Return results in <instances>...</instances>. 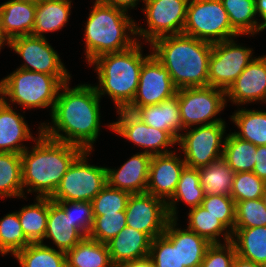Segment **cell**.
Listing matches in <instances>:
<instances>
[{
	"label": "cell",
	"mask_w": 266,
	"mask_h": 267,
	"mask_svg": "<svg viewBox=\"0 0 266 267\" xmlns=\"http://www.w3.org/2000/svg\"><path fill=\"white\" fill-rule=\"evenodd\" d=\"M150 47L177 89L208 86L212 43L178 34L157 38Z\"/></svg>",
	"instance_id": "3957f363"
},
{
	"label": "cell",
	"mask_w": 266,
	"mask_h": 267,
	"mask_svg": "<svg viewBox=\"0 0 266 267\" xmlns=\"http://www.w3.org/2000/svg\"><path fill=\"white\" fill-rule=\"evenodd\" d=\"M152 155L138 152L118 169L107 167V184L130 194L146 193Z\"/></svg>",
	"instance_id": "d6986e66"
},
{
	"label": "cell",
	"mask_w": 266,
	"mask_h": 267,
	"mask_svg": "<svg viewBox=\"0 0 266 267\" xmlns=\"http://www.w3.org/2000/svg\"><path fill=\"white\" fill-rule=\"evenodd\" d=\"M235 201L231 196L205 195L201 206L215 216L231 233L235 225Z\"/></svg>",
	"instance_id": "7bdbcfd3"
},
{
	"label": "cell",
	"mask_w": 266,
	"mask_h": 267,
	"mask_svg": "<svg viewBox=\"0 0 266 267\" xmlns=\"http://www.w3.org/2000/svg\"><path fill=\"white\" fill-rule=\"evenodd\" d=\"M14 257L20 267H67L66 252L56 250L43 242L31 243Z\"/></svg>",
	"instance_id": "8d00e7d4"
},
{
	"label": "cell",
	"mask_w": 266,
	"mask_h": 267,
	"mask_svg": "<svg viewBox=\"0 0 266 267\" xmlns=\"http://www.w3.org/2000/svg\"><path fill=\"white\" fill-rule=\"evenodd\" d=\"M93 4L84 28L88 64L100 55L125 51L138 42L136 22L127 11L101 0Z\"/></svg>",
	"instance_id": "5b68a950"
},
{
	"label": "cell",
	"mask_w": 266,
	"mask_h": 267,
	"mask_svg": "<svg viewBox=\"0 0 266 267\" xmlns=\"http://www.w3.org/2000/svg\"><path fill=\"white\" fill-rule=\"evenodd\" d=\"M232 104L266 103V55L259 56L244 69L226 91Z\"/></svg>",
	"instance_id": "ac0fdd59"
},
{
	"label": "cell",
	"mask_w": 266,
	"mask_h": 267,
	"mask_svg": "<svg viewBox=\"0 0 266 267\" xmlns=\"http://www.w3.org/2000/svg\"><path fill=\"white\" fill-rule=\"evenodd\" d=\"M189 0H145L142 11L148 28L136 24V37L151 44L155 39L182 34Z\"/></svg>",
	"instance_id": "8fae6325"
},
{
	"label": "cell",
	"mask_w": 266,
	"mask_h": 267,
	"mask_svg": "<svg viewBox=\"0 0 266 267\" xmlns=\"http://www.w3.org/2000/svg\"><path fill=\"white\" fill-rule=\"evenodd\" d=\"M176 92L167 69L151 55L141 67L138 88L128 107L159 104L176 95Z\"/></svg>",
	"instance_id": "2e32d148"
},
{
	"label": "cell",
	"mask_w": 266,
	"mask_h": 267,
	"mask_svg": "<svg viewBox=\"0 0 266 267\" xmlns=\"http://www.w3.org/2000/svg\"><path fill=\"white\" fill-rule=\"evenodd\" d=\"M187 216V228L204 237L211 244L220 243V236L223 237L224 243L231 241L232 233L201 205L189 209Z\"/></svg>",
	"instance_id": "d6a6232c"
},
{
	"label": "cell",
	"mask_w": 266,
	"mask_h": 267,
	"mask_svg": "<svg viewBox=\"0 0 266 267\" xmlns=\"http://www.w3.org/2000/svg\"><path fill=\"white\" fill-rule=\"evenodd\" d=\"M17 2H25V3H30V4H35L37 5L41 0H13Z\"/></svg>",
	"instance_id": "db71d44e"
},
{
	"label": "cell",
	"mask_w": 266,
	"mask_h": 267,
	"mask_svg": "<svg viewBox=\"0 0 266 267\" xmlns=\"http://www.w3.org/2000/svg\"><path fill=\"white\" fill-rule=\"evenodd\" d=\"M69 85V81L61 85L50 115L52 122L41 123L42 133L92 151L100 134L101 98L93 84H79L73 88Z\"/></svg>",
	"instance_id": "6da1fadb"
},
{
	"label": "cell",
	"mask_w": 266,
	"mask_h": 267,
	"mask_svg": "<svg viewBox=\"0 0 266 267\" xmlns=\"http://www.w3.org/2000/svg\"><path fill=\"white\" fill-rule=\"evenodd\" d=\"M151 242L152 239L146 233L126 226L106 244L112 264L117 266L147 258Z\"/></svg>",
	"instance_id": "603a6c76"
},
{
	"label": "cell",
	"mask_w": 266,
	"mask_h": 267,
	"mask_svg": "<svg viewBox=\"0 0 266 267\" xmlns=\"http://www.w3.org/2000/svg\"><path fill=\"white\" fill-rule=\"evenodd\" d=\"M266 226V208L261 198L236 202L234 228Z\"/></svg>",
	"instance_id": "60d3db41"
},
{
	"label": "cell",
	"mask_w": 266,
	"mask_h": 267,
	"mask_svg": "<svg viewBox=\"0 0 266 267\" xmlns=\"http://www.w3.org/2000/svg\"><path fill=\"white\" fill-rule=\"evenodd\" d=\"M231 242L239 257L266 267V226L234 228Z\"/></svg>",
	"instance_id": "83f0119b"
},
{
	"label": "cell",
	"mask_w": 266,
	"mask_h": 267,
	"mask_svg": "<svg viewBox=\"0 0 266 267\" xmlns=\"http://www.w3.org/2000/svg\"><path fill=\"white\" fill-rule=\"evenodd\" d=\"M0 98V152L23 153L24 141L35 140L23 115Z\"/></svg>",
	"instance_id": "44dd1931"
},
{
	"label": "cell",
	"mask_w": 266,
	"mask_h": 267,
	"mask_svg": "<svg viewBox=\"0 0 266 267\" xmlns=\"http://www.w3.org/2000/svg\"><path fill=\"white\" fill-rule=\"evenodd\" d=\"M130 195L127 191L115 189L106 184L91 201L93 217L125 211Z\"/></svg>",
	"instance_id": "ab89813d"
},
{
	"label": "cell",
	"mask_w": 266,
	"mask_h": 267,
	"mask_svg": "<svg viewBox=\"0 0 266 267\" xmlns=\"http://www.w3.org/2000/svg\"><path fill=\"white\" fill-rule=\"evenodd\" d=\"M182 34L212 44L240 36L220 0H189Z\"/></svg>",
	"instance_id": "52a82bcc"
},
{
	"label": "cell",
	"mask_w": 266,
	"mask_h": 267,
	"mask_svg": "<svg viewBox=\"0 0 266 267\" xmlns=\"http://www.w3.org/2000/svg\"><path fill=\"white\" fill-rule=\"evenodd\" d=\"M35 201L17 211L23 233L31 243L44 241L48 219V197L36 196Z\"/></svg>",
	"instance_id": "4dcf8cb0"
},
{
	"label": "cell",
	"mask_w": 266,
	"mask_h": 267,
	"mask_svg": "<svg viewBox=\"0 0 266 267\" xmlns=\"http://www.w3.org/2000/svg\"><path fill=\"white\" fill-rule=\"evenodd\" d=\"M125 213L127 226L146 233L152 240L163 235L169 220L166 203L148 193L131 194Z\"/></svg>",
	"instance_id": "9a60e30c"
},
{
	"label": "cell",
	"mask_w": 266,
	"mask_h": 267,
	"mask_svg": "<svg viewBox=\"0 0 266 267\" xmlns=\"http://www.w3.org/2000/svg\"><path fill=\"white\" fill-rule=\"evenodd\" d=\"M148 258L154 267H180L179 248L164 235L152 240Z\"/></svg>",
	"instance_id": "ee69618b"
},
{
	"label": "cell",
	"mask_w": 266,
	"mask_h": 267,
	"mask_svg": "<svg viewBox=\"0 0 266 267\" xmlns=\"http://www.w3.org/2000/svg\"><path fill=\"white\" fill-rule=\"evenodd\" d=\"M91 151H83L72 163L56 191L52 201L91 202L107 184V167L88 163Z\"/></svg>",
	"instance_id": "ba28073f"
},
{
	"label": "cell",
	"mask_w": 266,
	"mask_h": 267,
	"mask_svg": "<svg viewBox=\"0 0 266 267\" xmlns=\"http://www.w3.org/2000/svg\"><path fill=\"white\" fill-rule=\"evenodd\" d=\"M177 225V219H169L163 235L179 248L180 267H200L211 243L194 231Z\"/></svg>",
	"instance_id": "7402d4cb"
},
{
	"label": "cell",
	"mask_w": 266,
	"mask_h": 267,
	"mask_svg": "<svg viewBox=\"0 0 266 267\" xmlns=\"http://www.w3.org/2000/svg\"><path fill=\"white\" fill-rule=\"evenodd\" d=\"M6 44H8V41L2 36L1 31H0V52H1V48H4L3 46H5Z\"/></svg>",
	"instance_id": "f5cc1de1"
},
{
	"label": "cell",
	"mask_w": 266,
	"mask_h": 267,
	"mask_svg": "<svg viewBox=\"0 0 266 267\" xmlns=\"http://www.w3.org/2000/svg\"><path fill=\"white\" fill-rule=\"evenodd\" d=\"M236 255L231 241L223 244L213 243L207 248L200 267H232Z\"/></svg>",
	"instance_id": "bcb514c9"
},
{
	"label": "cell",
	"mask_w": 266,
	"mask_h": 267,
	"mask_svg": "<svg viewBox=\"0 0 266 267\" xmlns=\"http://www.w3.org/2000/svg\"><path fill=\"white\" fill-rule=\"evenodd\" d=\"M252 172L266 182V145L257 146L256 161Z\"/></svg>",
	"instance_id": "7dc6e473"
},
{
	"label": "cell",
	"mask_w": 266,
	"mask_h": 267,
	"mask_svg": "<svg viewBox=\"0 0 266 267\" xmlns=\"http://www.w3.org/2000/svg\"><path fill=\"white\" fill-rule=\"evenodd\" d=\"M261 200L263 201V204H264V206L266 208V187H265L264 192H263V194L261 196Z\"/></svg>",
	"instance_id": "11a10c76"
},
{
	"label": "cell",
	"mask_w": 266,
	"mask_h": 267,
	"mask_svg": "<svg viewBox=\"0 0 266 267\" xmlns=\"http://www.w3.org/2000/svg\"><path fill=\"white\" fill-rule=\"evenodd\" d=\"M71 0H41L36 5V15L32 35L46 38L47 32H55L69 21Z\"/></svg>",
	"instance_id": "484cf974"
},
{
	"label": "cell",
	"mask_w": 266,
	"mask_h": 267,
	"mask_svg": "<svg viewBox=\"0 0 266 267\" xmlns=\"http://www.w3.org/2000/svg\"><path fill=\"white\" fill-rule=\"evenodd\" d=\"M234 39L237 37L213 44L209 59L208 86L227 91L255 59L252 48H246Z\"/></svg>",
	"instance_id": "7c38bea8"
},
{
	"label": "cell",
	"mask_w": 266,
	"mask_h": 267,
	"mask_svg": "<svg viewBox=\"0 0 266 267\" xmlns=\"http://www.w3.org/2000/svg\"><path fill=\"white\" fill-rule=\"evenodd\" d=\"M7 46L25 62L19 69L46 73L55 76L62 84L71 76L47 38L33 35L18 36L8 41Z\"/></svg>",
	"instance_id": "4fadbf2b"
},
{
	"label": "cell",
	"mask_w": 266,
	"mask_h": 267,
	"mask_svg": "<svg viewBox=\"0 0 266 267\" xmlns=\"http://www.w3.org/2000/svg\"><path fill=\"white\" fill-rule=\"evenodd\" d=\"M226 123L186 128L177 140L186 166L200 168L223 157Z\"/></svg>",
	"instance_id": "9c48e42d"
},
{
	"label": "cell",
	"mask_w": 266,
	"mask_h": 267,
	"mask_svg": "<svg viewBox=\"0 0 266 267\" xmlns=\"http://www.w3.org/2000/svg\"><path fill=\"white\" fill-rule=\"evenodd\" d=\"M142 42L131 48L114 53H106L92 60L98 75V85H94L100 98L108 95L116 109H126L133 101L143 63L152 55H143Z\"/></svg>",
	"instance_id": "277c9868"
},
{
	"label": "cell",
	"mask_w": 266,
	"mask_h": 267,
	"mask_svg": "<svg viewBox=\"0 0 266 267\" xmlns=\"http://www.w3.org/2000/svg\"><path fill=\"white\" fill-rule=\"evenodd\" d=\"M232 267H265L263 265L260 264H256L253 261H249L246 259H243L241 257H239L238 255H236Z\"/></svg>",
	"instance_id": "816d5d0a"
},
{
	"label": "cell",
	"mask_w": 266,
	"mask_h": 267,
	"mask_svg": "<svg viewBox=\"0 0 266 267\" xmlns=\"http://www.w3.org/2000/svg\"><path fill=\"white\" fill-rule=\"evenodd\" d=\"M117 114L118 120L107 125L111 131L141 147L144 153L160 155L173 152L170 148L175 146L177 141L167 131L148 126L126 109L117 110Z\"/></svg>",
	"instance_id": "5bb4252c"
},
{
	"label": "cell",
	"mask_w": 266,
	"mask_h": 267,
	"mask_svg": "<svg viewBox=\"0 0 266 267\" xmlns=\"http://www.w3.org/2000/svg\"><path fill=\"white\" fill-rule=\"evenodd\" d=\"M36 5L8 0L0 5V31L11 40L18 36L32 35Z\"/></svg>",
	"instance_id": "cb8c5ba5"
},
{
	"label": "cell",
	"mask_w": 266,
	"mask_h": 267,
	"mask_svg": "<svg viewBox=\"0 0 266 267\" xmlns=\"http://www.w3.org/2000/svg\"><path fill=\"white\" fill-rule=\"evenodd\" d=\"M67 267H114L107 244L85 237L66 252Z\"/></svg>",
	"instance_id": "f1b7e54d"
},
{
	"label": "cell",
	"mask_w": 266,
	"mask_h": 267,
	"mask_svg": "<svg viewBox=\"0 0 266 267\" xmlns=\"http://www.w3.org/2000/svg\"><path fill=\"white\" fill-rule=\"evenodd\" d=\"M85 236L73 226L64 209L48 197V219L44 239H51L58 250L73 249Z\"/></svg>",
	"instance_id": "d4e9b609"
},
{
	"label": "cell",
	"mask_w": 266,
	"mask_h": 267,
	"mask_svg": "<svg viewBox=\"0 0 266 267\" xmlns=\"http://www.w3.org/2000/svg\"><path fill=\"white\" fill-rule=\"evenodd\" d=\"M204 197L205 193L200 184L199 169L185 166L180 174L175 193L166 203L169 219L178 220L177 205L179 201L186 203L192 209L201 205Z\"/></svg>",
	"instance_id": "4316f807"
},
{
	"label": "cell",
	"mask_w": 266,
	"mask_h": 267,
	"mask_svg": "<svg viewBox=\"0 0 266 267\" xmlns=\"http://www.w3.org/2000/svg\"><path fill=\"white\" fill-rule=\"evenodd\" d=\"M185 166L183 158L174 150L167 154L152 155L146 193L167 203L176 191Z\"/></svg>",
	"instance_id": "e0dca14e"
},
{
	"label": "cell",
	"mask_w": 266,
	"mask_h": 267,
	"mask_svg": "<svg viewBox=\"0 0 266 267\" xmlns=\"http://www.w3.org/2000/svg\"><path fill=\"white\" fill-rule=\"evenodd\" d=\"M256 148L253 143L242 140L231 132L226 135L222 158L235 173L252 172Z\"/></svg>",
	"instance_id": "d590c367"
},
{
	"label": "cell",
	"mask_w": 266,
	"mask_h": 267,
	"mask_svg": "<svg viewBox=\"0 0 266 267\" xmlns=\"http://www.w3.org/2000/svg\"><path fill=\"white\" fill-rule=\"evenodd\" d=\"M61 85L53 75L16 68L0 80V98L24 109L50 107L51 114Z\"/></svg>",
	"instance_id": "8992f818"
},
{
	"label": "cell",
	"mask_w": 266,
	"mask_h": 267,
	"mask_svg": "<svg viewBox=\"0 0 266 267\" xmlns=\"http://www.w3.org/2000/svg\"><path fill=\"white\" fill-rule=\"evenodd\" d=\"M198 169L205 195L230 196L235 172L223 158Z\"/></svg>",
	"instance_id": "1f68e13d"
},
{
	"label": "cell",
	"mask_w": 266,
	"mask_h": 267,
	"mask_svg": "<svg viewBox=\"0 0 266 267\" xmlns=\"http://www.w3.org/2000/svg\"><path fill=\"white\" fill-rule=\"evenodd\" d=\"M114 267H154L151 260L147 257L145 259L123 263Z\"/></svg>",
	"instance_id": "f907efd6"
},
{
	"label": "cell",
	"mask_w": 266,
	"mask_h": 267,
	"mask_svg": "<svg viewBox=\"0 0 266 267\" xmlns=\"http://www.w3.org/2000/svg\"><path fill=\"white\" fill-rule=\"evenodd\" d=\"M102 2H104L105 4L111 5L113 7L116 8H120L123 9L125 11H129V9H134L137 4H139L138 2H142L144 3L145 0H101Z\"/></svg>",
	"instance_id": "c3c4849f"
},
{
	"label": "cell",
	"mask_w": 266,
	"mask_h": 267,
	"mask_svg": "<svg viewBox=\"0 0 266 267\" xmlns=\"http://www.w3.org/2000/svg\"><path fill=\"white\" fill-rule=\"evenodd\" d=\"M256 14L262 18L260 22L261 30L266 29V0H255Z\"/></svg>",
	"instance_id": "681fc988"
},
{
	"label": "cell",
	"mask_w": 266,
	"mask_h": 267,
	"mask_svg": "<svg viewBox=\"0 0 266 267\" xmlns=\"http://www.w3.org/2000/svg\"><path fill=\"white\" fill-rule=\"evenodd\" d=\"M126 110L133 112L148 126L167 131L176 141L181 135L180 132L185 130L180 117L177 95L163 100L159 104L127 107Z\"/></svg>",
	"instance_id": "ffe728a7"
},
{
	"label": "cell",
	"mask_w": 266,
	"mask_h": 267,
	"mask_svg": "<svg viewBox=\"0 0 266 267\" xmlns=\"http://www.w3.org/2000/svg\"><path fill=\"white\" fill-rule=\"evenodd\" d=\"M229 16L232 28L239 35L254 36L262 32L257 21L255 0H220Z\"/></svg>",
	"instance_id": "836d02e7"
},
{
	"label": "cell",
	"mask_w": 266,
	"mask_h": 267,
	"mask_svg": "<svg viewBox=\"0 0 266 267\" xmlns=\"http://www.w3.org/2000/svg\"><path fill=\"white\" fill-rule=\"evenodd\" d=\"M266 182L253 172L235 173L230 196L236 202L261 198Z\"/></svg>",
	"instance_id": "b9f144b4"
},
{
	"label": "cell",
	"mask_w": 266,
	"mask_h": 267,
	"mask_svg": "<svg viewBox=\"0 0 266 267\" xmlns=\"http://www.w3.org/2000/svg\"><path fill=\"white\" fill-rule=\"evenodd\" d=\"M55 202H57L64 209L66 216H69L73 226L77 228L85 237H88L94 219L92 203L85 201Z\"/></svg>",
	"instance_id": "f6af8a7d"
},
{
	"label": "cell",
	"mask_w": 266,
	"mask_h": 267,
	"mask_svg": "<svg viewBox=\"0 0 266 267\" xmlns=\"http://www.w3.org/2000/svg\"><path fill=\"white\" fill-rule=\"evenodd\" d=\"M24 196L21 154L0 152V198Z\"/></svg>",
	"instance_id": "e575fe53"
},
{
	"label": "cell",
	"mask_w": 266,
	"mask_h": 267,
	"mask_svg": "<svg viewBox=\"0 0 266 267\" xmlns=\"http://www.w3.org/2000/svg\"><path fill=\"white\" fill-rule=\"evenodd\" d=\"M243 108L235 110L230 116L240 131L233 134L255 146L266 145V111Z\"/></svg>",
	"instance_id": "f546056e"
},
{
	"label": "cell",
	"mask_w": 266,
	"mask_h": 267,
	"mask_svg": "<svg viewBox=\"0 0 266 267\" xmlns=\"http://www.w3.org/2000/svg\"><path fill=\"white\" fill-rule=\"evenodd\" d=\"M126 226L125 211L96 216L88 237L106 244Z\"/></svg>",
	"instance_id": "f35d334b"
},
{
	"label": "cell",
	"mask_w": 266,
	"mask_h": 267,
	"mask_svg": "<svg viewBox=\"0 0 266 267\" xmlns=\"http://www.w3.org/2000/svg\"><path fill=\"white\" fill-rule=\"evenodd\" d=\"M35 145L21 153L22 184L26 193L37 197H51L61 183L63 175L84 151L69 143L51 139L38 127Z\"/></svg>",
	"instance_id": "7a4b0ae2"
},
{
	"label": "cell",
	"mask_w": 266,
	"mask_h": 267,
	"mask_svg": "<svg viewBox=\"0 0 266 267\" xmlns=\"http://www.w3.org/2000/svg\"><path fill=\"white\" fill-rule=\"evenodd\" d=\"M31 242L23 233L18 213L12 212L0 219V253L15 255Z\"/></svg>",
	"instance_id": "74e56055"
},
{
	"label": "cell",
	"mask_w": 266,
	"mask_h": 267,
	"mask_svg": "<svg viewBox=\"0 0 266 267\" xmlns=\"http://www.w3.org/2000/svg\"><path fill=\"white\" fill-rule=\"evenodd\" d=\"M183 127L226 123L216 115L227 105L226 91L212 86L177 89Z\"/></svg>",
	"instance_id": "30bf717a"
}]
</instances>
